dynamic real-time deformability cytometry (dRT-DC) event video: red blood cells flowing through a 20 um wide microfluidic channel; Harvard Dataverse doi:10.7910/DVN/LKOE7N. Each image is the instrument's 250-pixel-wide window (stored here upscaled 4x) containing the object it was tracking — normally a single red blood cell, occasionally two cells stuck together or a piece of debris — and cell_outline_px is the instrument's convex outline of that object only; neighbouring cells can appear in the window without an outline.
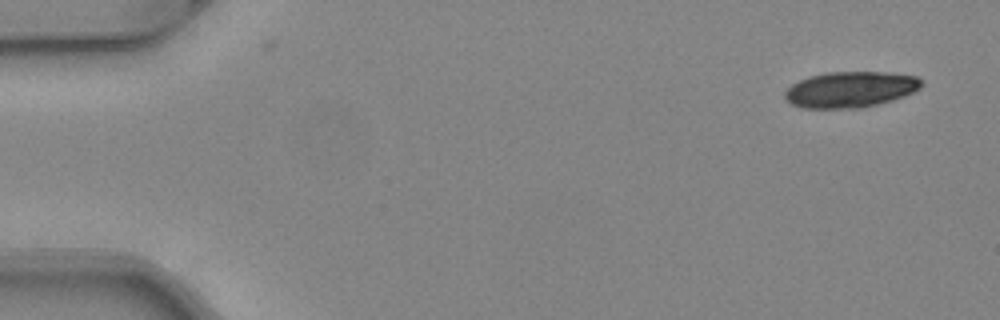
{"species": "common noctule bat (a hibernating species)", "species_latin": "Nyctalus noctula", "temperature_condition": "warm", "stored_images_in_passage": 48, "camera_frame_rate_fps": 3000, "um_per_image_px": 0.085, "animal": {"sex": "female", "body_mass_g": 24.6, "forearm_length_mm": 56.2}, "frame": {"image": 1, "passage_image": 1, "time_ms": 0.0, "image_size_px": [1000, 320], "cell_outline_px": [[920, 88], [904, 96], [892, 100], [860, 108], [800, 108], [784, 100], [784, 92], [792, 84], [808, 76], [824, 72], [888, 72], [916, 76], [920, 80]], "centroid_in_image_um": [72.22, 7.6], "position_along_channel_um": 12.8, "area_um2": 28.61}}
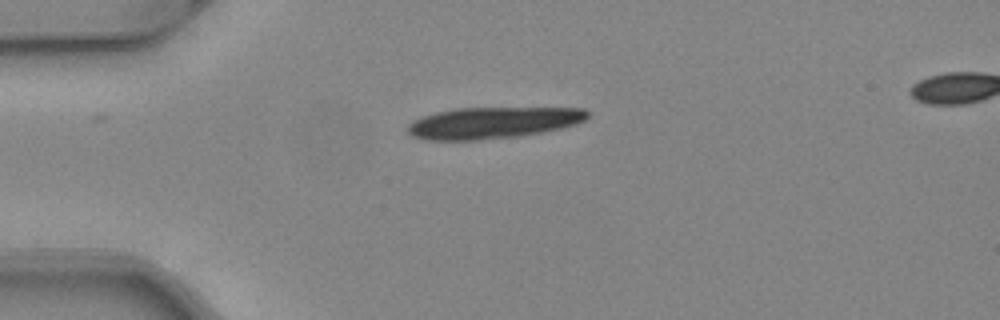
{"frame": {"image": 2, "passage_image": 11, "time_ms": 3.333, "image_size_px": [1000, 320], "cell_outline_px": [[588, 116], [584, 120], [576, 124], [560, 128], [540, 132], [516, 136], [476, 140], [424, 140], [412, 136], [408, 132], [408, 124], [424, 116], [436, 112], [456, 108], [584, 108], [588, 112]], "centroid_in_image_um": [41.87, 10.43], "position_along_channel_um": 43.1, "area_um2": 32.66}, "authors_computed_cell_mechanics": {"area_um2": 19.3919, "velocity_mm_per_s": 4.0898, "shape_relaxation_time_tau1_ms": 2.9887, "shape_relaxation_time_tau2_ms": null, "deformation_change_tau1": 0.1313, "deformation_change_tau2": null}}